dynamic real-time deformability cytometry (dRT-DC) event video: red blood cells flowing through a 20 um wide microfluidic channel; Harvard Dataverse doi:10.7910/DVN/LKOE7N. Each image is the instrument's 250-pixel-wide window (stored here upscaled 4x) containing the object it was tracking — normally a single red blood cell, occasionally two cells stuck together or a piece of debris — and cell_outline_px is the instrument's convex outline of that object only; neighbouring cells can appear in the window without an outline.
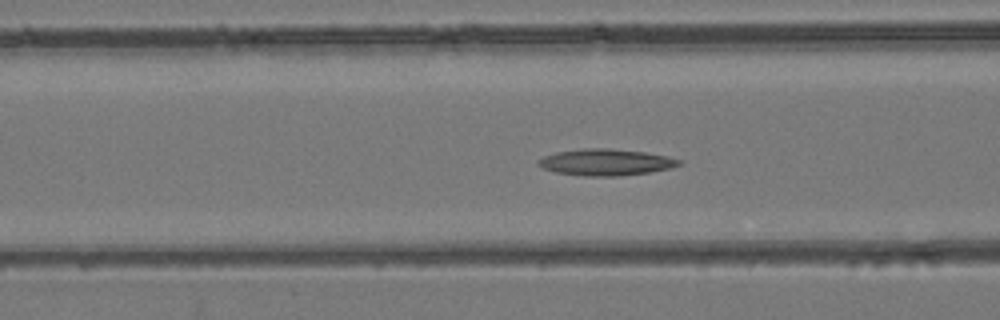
{"species": "common noctule bat (a hibernating species)", "species_latin": "Nyctalus noctula", "temperature_condition": "room temperature", "stored_images_in_passage": 50, "camera_frame_rate_fps": 3000, "um_per_image_px": 0.085, "animal": {"sex": "female", "body_mass_g": 24.6, "forearm_length_mm": 56.2}, "frame": {"image": 1, "passage_image": 20, "time_ms": 6.333, "image_size_px": [1000, 320], "cell_outline_px": [[680, 164], [672, 168], [648, 172], [616, 176], [584, 176], [556, 172], [544, 168], [536, 164], [544, 156], [556, 152], [584, 148], [608, 148], [644, 152], [668, 156], [680, 160]], "centroid_in_image_um": [51.49, 13.78], "position_along_channel_um": 115.1, "area_um2": 21.5}}
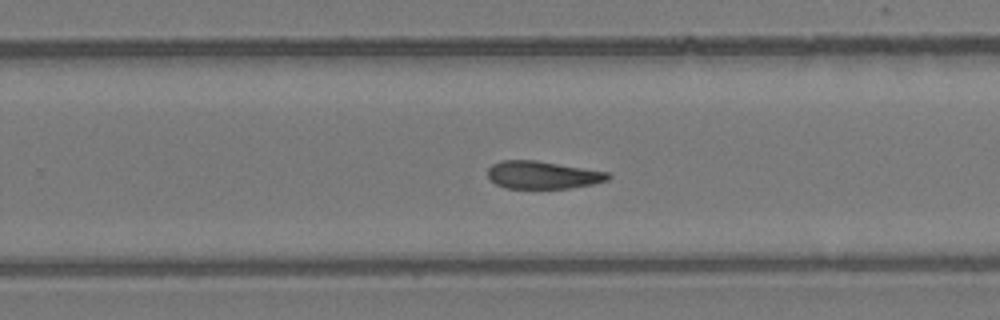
{"frame": {"image": 2, "passage_image": 32, "time_ms": 10.333, "image_size_px": [1000, 320], "cell_outline_px": [[612, 176], [608, 180], [592, 184], [568, 188], [508, 188], [496, 184], [488, 176], [488, 168], [492, 164], [500, 160], [536, 160], [608, 172]], "centroid_in_image_um": [46.12, 14.86], "position_along_channel_um": 283.7, "area_um2": 19.31}}
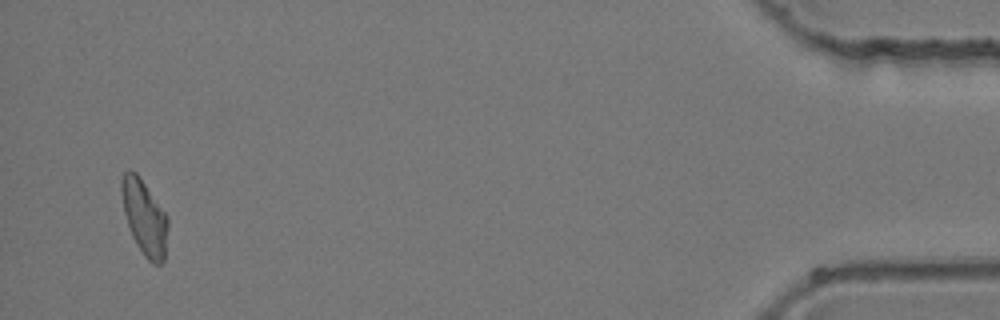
{"frame": {"image": 3, "passage_image": 48, "time_ms": 15.667, "image_size_px": [1000, 320], "cell_outline_px": [[168, 228], [164, 260], [160, 264], [152, 264], [144, 256], [136, 244], [132, 236], [124, 212], [120, 192], [120, 180], [124, 172], [128, 168], [136, 172], [168, 216]], "centroid_in_image_um": [12.26, 18.46], "position_along_channel_um": 422.9, "area_um2": 20.4}}